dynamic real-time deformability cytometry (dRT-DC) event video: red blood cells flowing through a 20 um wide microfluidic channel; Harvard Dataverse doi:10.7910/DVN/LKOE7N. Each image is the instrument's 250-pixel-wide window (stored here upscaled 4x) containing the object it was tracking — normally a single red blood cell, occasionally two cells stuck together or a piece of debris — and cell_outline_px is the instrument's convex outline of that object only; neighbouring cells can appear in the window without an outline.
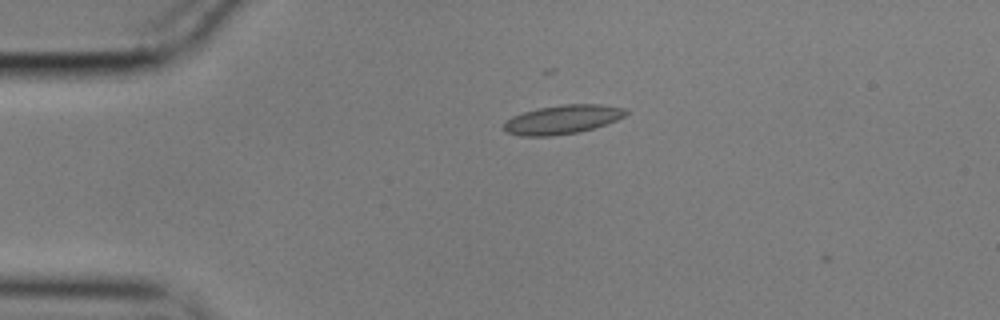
{"species": "common noctule bat (a hibernating species)", "species_latin": "Nyctalus noctula", "temperature_condition": "cold", "stored_images_in_passage": 6, "camera_frame_rate_fps": 3000, "um_per_image_px": 0.085, "animal": {"sex": "male", "body_mass_g": 17.9}, "frame": {"image": 1, "passage_image": 2, "time_ms": 0.333, "image_size_px": [1000, 320], "cell_outline_px": [[628, 112], [624, 116], [616, 120], [580, 132], [548, 136], [520, 136], [508, 132], [504, 128], [504, 124], [512, 116], [524, 112], [540, 108], [564, 104], [600, 104], [628, 108]], "centroid_in_image_um": [47.84, 10.15], "position_along_channel_um": 37.2, "area_um2": 20.35}}